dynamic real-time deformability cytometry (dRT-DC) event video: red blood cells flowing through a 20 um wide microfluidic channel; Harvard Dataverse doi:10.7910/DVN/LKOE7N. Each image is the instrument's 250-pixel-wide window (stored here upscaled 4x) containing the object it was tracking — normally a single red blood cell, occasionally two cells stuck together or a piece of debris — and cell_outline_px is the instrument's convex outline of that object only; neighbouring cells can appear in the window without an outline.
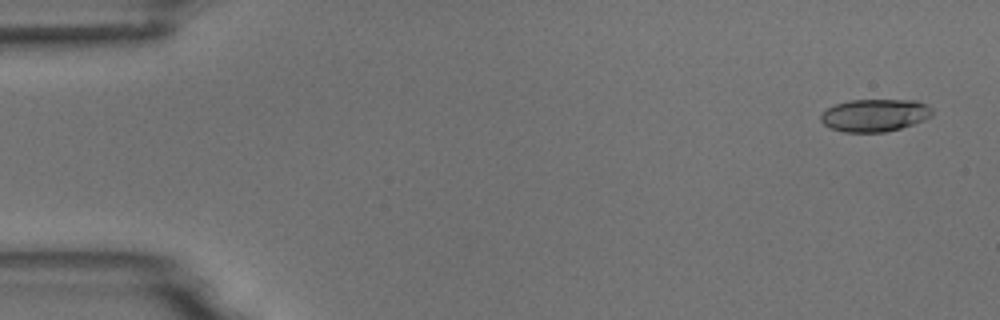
{"species": "common noctule bat (a hibernating species)", "species_latin": "Nyctalus noctula", "temperature_condition": "room temperature", "stored_images_in_passage": 6, "camera_frame_rate_fps": 3000, "um_per_image_px": 0.085, "animal": {"sex": "male", "body_mass_g": 18.8}, "frame": {"image": 1, "passage_image": 1, "time_ms": 0.0, "image_size_px": [1000, 320], "cell_outline_px": [[932, 116], [924, 120], [900, 128], [884, 132], [844, 132], [832, 128], [824, 124], [820, 120], [820, 116], [828, 108], [836, 104], [852, 100], [916, 100], [932, 108]], "centroid_in_image_um": [74.36, 9.79], "position_along_channel_um": 10.6, "area_um2": 20.92}}
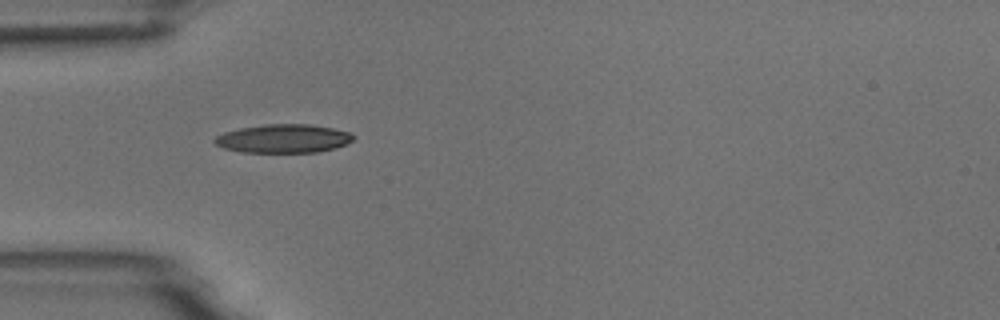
{"frame": {"image": 2, "passage_image": 5, "time_ms": 4.667, "image_size_px": [1000, 320], "cell_outline_px": [[356, 136], [352, 140], [336, 148], [316, 152], [244, 152], [224, 148], [216, 144], [212, 140], [216, 136], [224, 132], [240, 128], [264, 124], [308, 124], [332, 128], [352, 132]], "centroid_in_image_um": [24.1, 11.77], "position_along_channel_um": 60.9, "area_um2": 23.06}}